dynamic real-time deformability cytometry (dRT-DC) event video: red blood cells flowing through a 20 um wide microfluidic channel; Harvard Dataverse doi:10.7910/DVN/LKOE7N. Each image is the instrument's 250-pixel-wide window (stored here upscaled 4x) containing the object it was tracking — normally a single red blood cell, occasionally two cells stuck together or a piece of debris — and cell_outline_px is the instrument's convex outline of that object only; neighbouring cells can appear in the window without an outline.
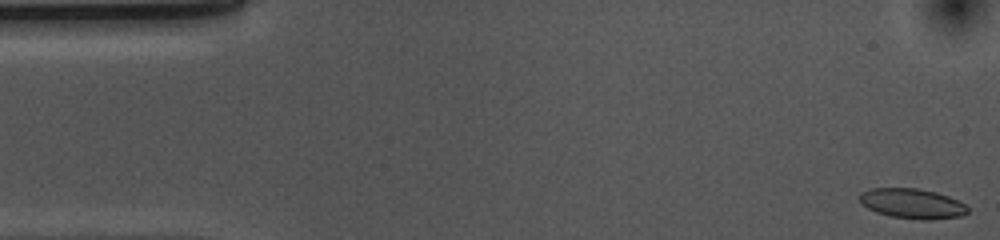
{"species": "common noctule bat (a hibernating species)", "species_latin": "Nyctalus noctula", "temperature_condition": "cold", "stored_images_in_passage": 45, "camera_frame_rate_fps": 3000, "um_per_image_px": 0.085, "animal": {"sex": "female", "body_mass_g": 10.0, "forearm_length_mm": 53.1}, "frame": {"image": 1, "passage_image": 1, "time_ms": 0.0, "image_size_px": [1000, 240], "cell_outline_px": [[968, 212], [960, 216], [928, 220], [920, 220], [892, 216], [876, 212], [860, 204], [860, 192], [872, 188], [920, 188], [936, 192], [948, 196], [964, 204], [968, 208]], "centroid_in_image_um": [77.51, 17.3], "position_along_channel_um": 7.5, "area_um2": 18.84}}
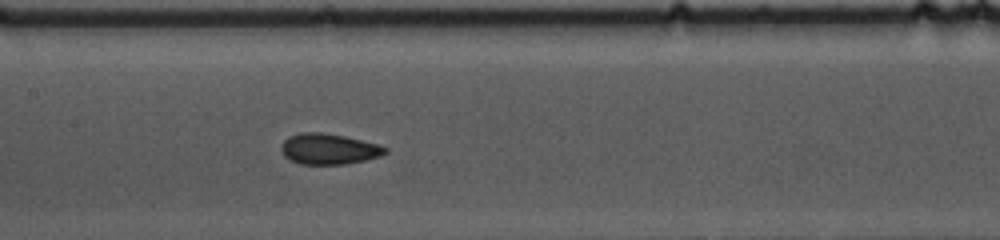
{"frame": {"image": 2, "passage_image": 24, "time_ms": 7.667, "image_size_px": [1000, 240], "cell_outline_px": [[388, 152], [380, 156], [364, 160], [344, 164], [300, 164], [288, 160], [284, 156], [280, 148], [280, 144], [288, 136], [300, 132], [320, 132], [344, 136], [380, 144], [388, 148]], "centroid_in_image_um": [27.92, 12.66], "position_along_channel_um": 179.5, "area_um2": 18.84}}
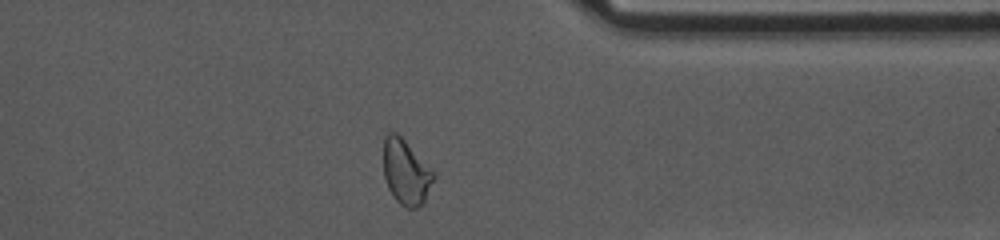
{"frame": {"image": 3, "passage_image": 41, "time_ms": 13.333, "image_size_px": [1000, 240], "cell_outline_px": [[436, 176], [424, 200], [416, 208], [408, 208], [400, 204], [396, 200], [388, 188], [384, 176], [384, 136], [388, 132], [396, 132], [436, 172]], "centroid_in_image_um": [34.51, 14.61], "position_along_channel_um": 376.9, "area_um2": 18.9}, "authors_computed_cell_mechanics": {"area_um2": 18.8428, "velocity_mm_per_s": 3.6836, "shape_relaxation_time_tau1_ms": 9.2057, "shape_relaxation_time_tau2_ms": 2.0373, "deformation_change_tau1": 0.16, "deformation_change_tau2": 0.0729}}